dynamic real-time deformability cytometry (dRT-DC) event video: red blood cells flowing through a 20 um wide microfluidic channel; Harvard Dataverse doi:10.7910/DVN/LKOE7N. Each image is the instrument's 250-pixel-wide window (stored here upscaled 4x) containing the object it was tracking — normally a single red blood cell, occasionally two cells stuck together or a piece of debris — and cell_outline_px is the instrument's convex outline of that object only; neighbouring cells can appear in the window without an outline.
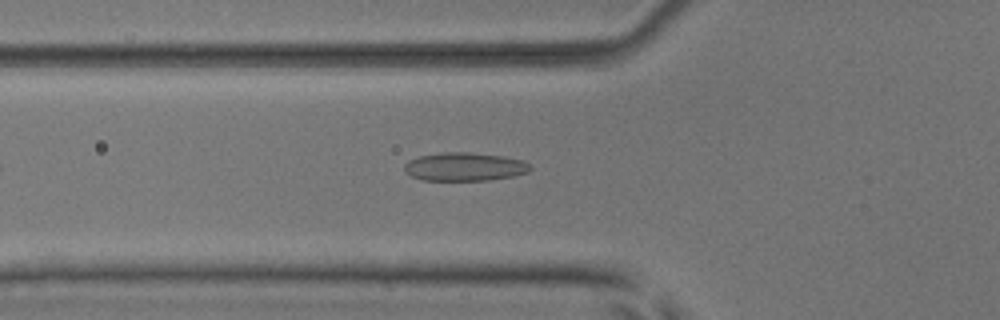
{"species": "common noctule bat (a hibernating species)", "species_latin": "Nyctalus noctula", "temperature_condition": "room temperature", "stored_images_in_passage": 8, "camera_frame_rate_fps": 3000, "um_per_image_px": 0.085, "animal": {"sex": "male", "body_mass_g": 17.9, "forearm_length_mm": 54.2}, "frame": {"image": 1, "passage_image": 4, "time_ms": 1.0, "image_size_px": [1000, 320], "cell_outline_px": [[532, 168], [528, 172], [516, 176], [488, 180], [420, 180], [412, 176], [404, 168], [404, 164], [408, 160], [420, 156], [444, 152], [468, 152], [504, 156], [524, 160]], "centroid_in_image_um": [39.52, 14.17], "position_along_channel_um": 86.3, "area_um2": 20.87}}
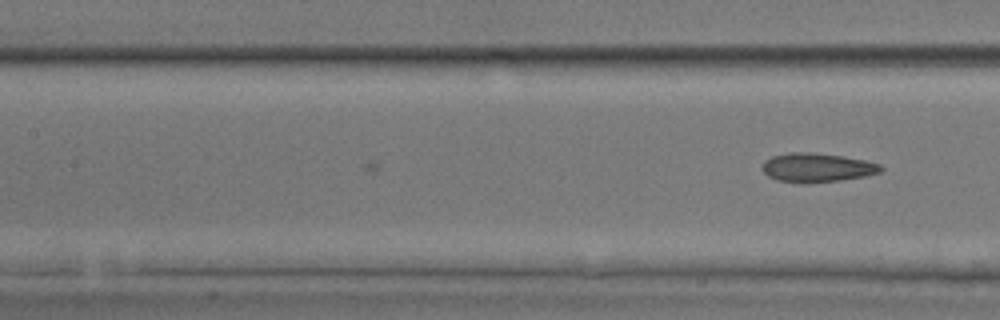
{"frame": {"image": 2, "passage_image": 8, "time_ms": 2.333, "image_size_px": [1000, 320], "cell_outline_px": [[884, 168], [880, 172], [864, 176], [840, 180], [776, 180], [768, 176], [764, 172], [764, 160], [772, 156], [788, 152], [812, 152], [844, 156], [864, 160], [880, 164]], "centroid_in_image_um": [69.48, 14.19], "position_along_channel_um": 137.9, "area_um2": 19.19}}